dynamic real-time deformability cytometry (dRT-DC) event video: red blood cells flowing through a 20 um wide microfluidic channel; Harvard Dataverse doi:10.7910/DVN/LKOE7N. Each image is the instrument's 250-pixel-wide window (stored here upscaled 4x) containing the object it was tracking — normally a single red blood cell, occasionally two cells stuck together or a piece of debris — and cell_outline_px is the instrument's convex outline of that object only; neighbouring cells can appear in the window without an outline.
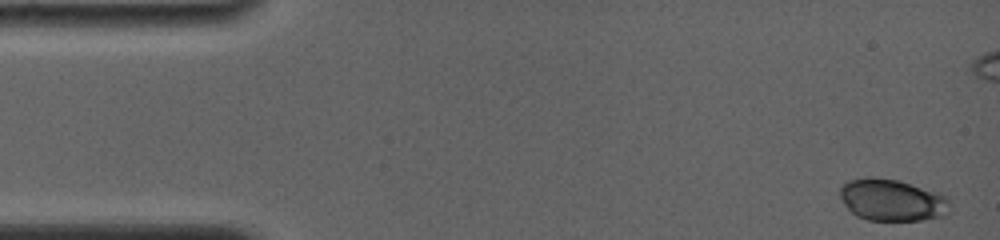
{"species": "common noctule bat (a hibernating species)", "species_latin": "Nyctalus noctula", "temperature_condition": "room temperature", "stored_images_in_passage": 45, "camera_frame_rate_fps": 4000, "um_per_image_px": 0.085, "animal": {"sex": "female", "body_mass_g": 19.0, "forearm_length_mm": 56.7}, "frame": {"image": 1, "passage_image": 1, "time_ms": 0.0, "image_size_px": [1000, 240], "cell_outline_px": [[948, 212], [944, 216], [920, 220], [868, 220], [856, 216], [844, 204], [840, 196], [840, 188], [844, 184], [852, 180], [868, 176], [900, 180], [940, 192], [948, 196]], "centroid_in_image_um": [75.85, 16.99], "position_along_channel_um": 9.2, "area_um2": 26.93}}
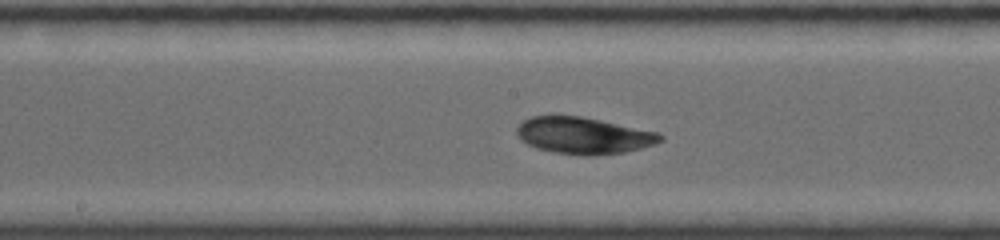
{"frame": {"image": 2, "passage_image": 23, "time_ms": 8.0, "image_size_px": [1000, 240], "cell_outline_px": [[664, 140], [640, 148], [624, 152], [592, 156], [584, 156], [556, 152], [536, 148], [520, 140], [516, 132], [516, 128], [524, 120], [532, 116], [552, 112], [556, 112], [580, 116], [600, 120], [656, 132], [664, 136]], "centroid_in_image_um": [49.52, 11.48], "position_along_channel_um": 198.7, "area_um2": 31.1}}
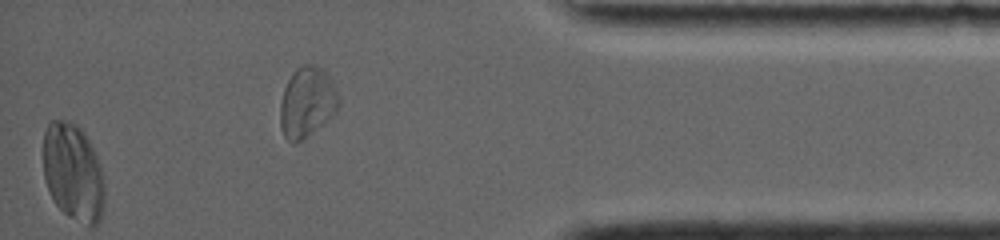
{"frame": {"image": 3, "passage_image": 45, "time_ms": 15.75, "image_size_px": [1000, 240], "cell_outline_px": [[340, 104], [336, 112], [332, 116], [308, 136], [296, 144], [292, 144], [284, 136], [280, 128], [280, 104], [284, 88], [292, 72], [296, 68], [304, 64], [312, 64], [320, 68], [332, 80], [340, 96]], "centroid_in_image_um": [26.1, 8.71], "position_along_channel_um": 409.1, "area_um2": 24.22}, "authors_computed_cell_mechanics": {"area_um2": 29.8248, "velocity_mm_per_s": 3.7982, "shape_relaxation_time_tau1_ms": 1.4365, "shape_relaxation_time_tau2_ms": 9.262, "deformation_change_tau1": 0.051, "deformation_change_tau2": 0.1356}}